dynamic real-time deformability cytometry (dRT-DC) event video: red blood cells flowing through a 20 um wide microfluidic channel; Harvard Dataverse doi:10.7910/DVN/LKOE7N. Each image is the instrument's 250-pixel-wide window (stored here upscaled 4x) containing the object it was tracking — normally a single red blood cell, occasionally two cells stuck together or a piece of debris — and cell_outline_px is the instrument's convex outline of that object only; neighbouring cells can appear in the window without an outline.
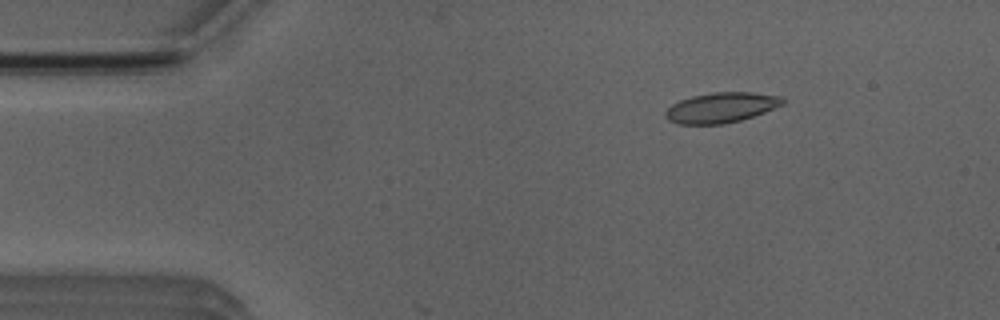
{"species": "Egyptian fruit bat (a non-hibernating species)", "species_latin": "Rousettus aegyptiacus", "temperature_condition": "room temperature", "stored_images_in_passage": 4, "camera_frame_rate_fps": 3000, "um_per_image_px": 0.085, "animal": {"sex": "male"}, "frame": {"image": 1, "passage_image": 2, "time_ms": 1.333, "image_size_px": [1000, 320], "cell_outline_px": [[784, 104], [764, 112], [740, 120], [724, 124], [676, 124], [668, 120], [664, 116], [664, 112], [672, 104], [680, 100], [692, 96], [712, 92], [752, 92], [784, 96]], "centroid_in_image_um": [61.29, 9.14], "position_along_channel_um": 23.7, "area_um2": 20.75}}